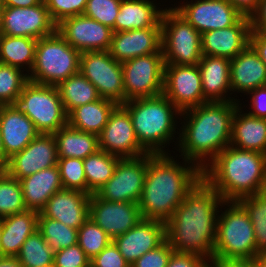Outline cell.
Listing matches in <instances>:
<instances>
[{
    "label": "cell",
    "mask_w": 266,
    "mask_h": 267,
    "mask_svg": "<svg viewBox=\"0 0 266 267\" xmlns=\"http://www.w3.org/2000/svg\"><path fill=\"white\" fill-rule=\"evenodd\" d=\"M121 64L125 102L163 93L165 68L163 53L135 57Z\"/></svg>",
    "instance_id": "30bf717a"
},
{
    "label": "cell",
    "mask_w": 266,
    "mask_h": 267,
    "mask_svg": "<svg viewBox=\"0 0 266 267\" xmlns=\"http://www.w3.org/2000/svg\"><path fill=\"white\" fill-rule=\"evenodd\" d=\"M23 199L28 210L40 212L48 199L63 189L58 165L40 170L20 179Z\"/></svg>",
    "instance_id": "4316f807"
},
{
    "label": "cell",
    "mask_w": 266,
    "mask_h": 267,
    "mask_svg": "<svg viewBox=\"0 0 266 267\" xmlns=\"http://www.w3.org/2000/svg\"><path fill=\"white\" fill-rule=\"evenodd\" d=\"M27 210L20 180L0 171V218Z\"/></svg>",
    "instance_id": "f35d334b"
},
{
    "label": "cell",
    "mask_w": 266,
    "mask_h": 267,
    "mask_svg": "<svg viewBox=\"0 0 266 267\" xmlns=\"http://www.w3.org/2000/svg\"><path fill=\"white\" fill-rule=\"evenodd\" d=\"M242 108L233 116L230 146L266 154V119L242 113Z\"/></svg>",
    "instance_id": "f1b7e54d"
},
{
    "label": "cell",
    "mask_w": 266,
    "mask_h": 267,
    "mask_svg": "<svg viewBox=\"0 0 266 267\" xmlns=\"http://www.w3.org/2000/svg\"><path fill=\"white\" fill-rule=\"evenodd\" d=\"M2 232V218H0V237ZM0 257H1V245H0Z\"/></svg>",
    "instance_id": "91938a15"
},
{
    "label": "cell",
    "mask_w": 266,
    "mask_h": 267,
    "mask_svg": "<svg viewBox=\"0 0 266 267\" xmlns=\"http://www.w3.org/2000/svg\"><path fill=\"white\" fill-rule=\"evenodd\" d=\"M79 72L96 87L101 98L125 103L122 64L109 51L81 53Z\"/></svg>",
    "instance_id": "8fae6325"
},
{
    "label": "cell",
    "mask_w": 266,
    "mask_h": 267,
    "mask_svg": "<svg viewBox=\"0 0 266 267\" xmlns=\"http://www.w3.org/2000/svg\"><path fill=\"white\" fill-rule=\"evenodd\" d=\"M250 45L258 53L260 59L266 66V32L251 30Z\"/></svg>",
    "instance_id": "f907efd6"
},
{
    "label": "cell",
    "mask_w": 266,
    "mask_h": 267,
    "mask_svg": "<svg viewBox=\"0 0 266 267\" xmlns=\"http://www.w3.org/2000/svg\"><path fill=\"white\" fill-rule=\"evenodd\" d=\"M151 0H122L113 32L161 27L164 9L156 8Z\"/></svg>",
    "instance_id": "f546056e"
},
{
    "label": "cell",
    "mask_w": 266,
    "mask_h": 267,
    "mask_svg": "<svg viewBox=\"0 0 266 267\" xmlns=\"http://www.w3.org/2000/svg\"><path fill=\"white\" fill-rule=\"evenodd\" d=\"M108 51L120 63L147 54L163 53L161 49V27L113 32Z\"/></svg>",
    "instance_id": "603a6c76"
},
{
    "label": "cell",
    "mask_w": 266,
    "mask_h": 267,
    "mask_svg": "<svg viewBox=\"0 0 266 267\" xmlns=\"http://www.w3.org/2000/svg\"><path fill=\"white\" fill-rule=\"evenodd\" d=\"M161 49L165 64L197 65L203 56L201 33L174 6L162 13Z\"/></svg>",
    "instance_id": "ba28073f"
},
{
    "label": "cell",
    "mask_w": 266,
    "mask_h": 267,
    "mask_svg": "<svg viewBox=\"0 0 266 267\" xmlns=\"http://www.w3.org/2000/svg\"><path fill=\"white\" fill-rule=\"evenodd\" d=\"M8 162H9V159L5 155L3 145H2L1 135H0V171H6Z\"/></svg>",
    "instance_id": "6f0895ef"
},
{
    "label": "cell",
    "mask_w": 266,
    "mask_h": 267,
    "mask_svg": "<svg viewBox=\"0 0 266 267\" xmlns=\"http://www.w3.org/2000/svg\"><path fill=\"white\" fill-rule=\"evenodd\" d=\"M202 177L224 201H238L266 190V154L228 146L203 170Z\"/></svg>",
    "instance_id": "277c9868"
},
{
    "label": "cell",
    "mask_w": 266,
    "mask_h": 267,
    "mask_svg": "<svg viewBox=\"0 0 266 267\" xmlns=\"http://www.w3.org/2000/svg\"><path fill=\"white\" fill-rule=\"evenodd\" d=\"M251 94V111L248 112L250 116L266 119V87H258L250 92Z\"/></svg>",
    "instance_id": "681fc988"
},
{
    "label": "cell",
    "mask_w": 266,
    "mask_h": 267,
    "mask_svg": "<svg viewBox=\"0 0 266 267\" xmlns=\"http://www.w3.org/2000/svg\"><path fill=\"white\" fill-rule=\"evenodd\" d=\"M36 46L37 39L0 34V62L23 70L28 67L29 75L35 62Z\"/></svg>",
    "instance_id": "d6a6232c"
},
{
    "label": "cell",
    "mask_w": 266,
    "mask_h": 267,
    "mask_svg": "<svg viewBox=\"0 0 266 267\" xmlns=\"http://www.w3.org/2000/svg\"><path fill=\"white\" fill-rule=\"evenodd\" d=\"M53 21L59 24L62 20L83 15L88 0H43Z\"/></svg>",
    "instance_id": "ee69618b"
},
{
    "label": "cell",
    "mask_w": 266,
    "mask_h": 267,
    "mask_svg": "<svg viewBox=\"0 0 266 267\" xmlns=\"http://www.w3.org/2000/svg\"><path fill=\"white\" fill-rule=\"evenodd\" d=\"M39 134L31 119L16 104L1 106L0 135L8 159L21 152Z\"/></svg>",
    "instance_id": "cb8c5ba5"
},
{
    "label": "cell",
    "mask_w": 266,
    "mask_h": 267,
    "mask_svg": "<svg viewBox=\"0 0 266 267\" xmlns=\"http://www.w3.org/2000/svg\"><path fill=\"white\" fill-rule=\"evenodd\" d=\"M89 200L90 194L63 188L48 199L38 217H49L79 229L89 219Z\"/></svg>",
    "instance_id": "7402d4cb"
},
{
    "label": "cell",
    "mask_w": 266,
    "mask_h": 267,
    "mask_svg": "<svg viewBox=\"0 0 266 267\" xmlns=\"http://www.w3.org/2000/svg\"><path fill=\"white\" fill-rule=\"evenodd\" d=\"M16 257L23 267L54 266V252L39 230H36L25 240Z\"/></svg>",
    "instance_id": "d590c367"
},
{
    "label": "cell",
    "mask_w": 266,
    "mask_h": 267,
    "mask_svg": "<svg viewBox=\"0 0 266 267\" xmlns=\"http://www.w3.org/2000/svg\"><path fill=\"white\" fill-rule=\"evenodd\" d=\"M250 16L244 15L235 25L201 34L202 54L235 58L250 44Z\"/></svg>",
    "instance_id": "44dd1931"
},
{
    "label": "cell",
    "mask_w": 266,
    "mask_h": 267,
    "mask_svg": "<svg viewBox=\"0 0 266 267\" xmlns=\"http://www.w3.org/2000/svg\"><path fill=\"white\" fill-rule=\"evenodd\" d=\"M217 221L215 259H253L257 255L253 225L238 201H224Z\"/></svg>",
    "instance_id": "8992f818"
},
{
    "label": "cell",
    "mask_w": 266,
    "mask_h": 267,
    "mask_svg": "<svg viewBox=\"0 0 266 267\" xmlns=\"http://www.w3.org/2000/svg\"><path fill=\"white\" fill-rule=\"evenodd\" d=\"M59 158H80L99 150L98 136L72 128L68 124L54 133Z\"/></svg>",
    "instance_id": "1f68e13d"
},
{
    "label": "cell",
    "mask_w": 266,
    "mask_h": 267,
    "mask_svg": "<svg viewBox=\"0 0 266 267\" xmlns=\"http://www.w3.org/2000/svg\"><path fill=\"white\" fill-rule=\"evenodd\" d=\"M3 7L27 8L39 4L42 0H1Z\"/></svg>",
    "instance_id": "11a10c76"
},
{
    "label": "cell",
    "mask_w": 266,
    "mask_h": 267,
    "mask_svg": "<svg viewBox=\"0 0 266 267\" xmlns=\"http://www.w3.org/2000/svg\"><path fill=\"white\" fill-rule=\"evenodd\" d=\"M150 154L139 209L143 219L166 222L184 200L186 193L202 177V170L193 162L184 165L174 156Z\"/></svg>",
    "instance_id": "3957f363"
},
{
    "label": "cell",
    "mask_w": 266,
    "mask_h": 267,
    "mask_svg": "<svg viewBox=\"0 0 266 267\" xmlns=\"http://www.w3.org/2000/svg\"><path fill=\"white\" fill-rule=\"evenodd\" d=\"M266 82V66L249 44L230 62L231 91L246 94Z\"/></svg>",
    "instance_id": "484cf974"
},
{
    "label": "cell",
    "mask_w": 266,
    "mask_h": 267,
    "mask_svg": "<svg viewBox=\"0 0 266 267\" xmlns=\"http://www.w3.org/2000/svg\"><path fill=\"white\" fill-rule=\"evenodd\" d=\"M0 267H23L17 257H0Z\"/></svg>",
    "instance_id": "9f6ffc18"
},
{
    "label": "cell",
    "mask_w": 266,
    "mask_h": 267,
    "mask_svg": "<svg viewBox=\"0 0 266 267\" xmlns=\"http://www.w3.org/2000/svg\"><path fill=\"white\" fill-rule=\"evenodd\" d=\"M238 202L247 211L253 225L257 254L266 253V190L241 198Z\"/></svg>",
    "instance_id": "8d00e7d4"
},
{
    "label": "cell",
    "mask_w": 266,
    "mask_h": 267,
    "mask_svg": "<svg viewBox=\"0 0 266 267\" xmlns=\"http://www.w3.org/2000/svg\"><path fill=\"white\" fill-rule=\"evenodd\" d=\"M240 101L206 102L181 112L186 121L178 137L182 159L203 170L230 146L232 120Z\"/></svg>",
    "instance_id": "7a4b0ae2"
},
{
    "label": "cell",
    "mask_w": 266,
    "mask_h": 267,
    "mask_svg": "<svg viewBox=\"0 0 266 267\" xmlns=\"http://www.w3.org/2000/svg\"><path fill=\"white\" fill-rule=\"evenodd\" d=\"M26 70L0 64V105H15L29 81Z\"/></svg>",
    "instance_id": "ab89813d"
},
{
    "label": "cell",
    "mask_w": 266,
    "mask_h": 267,
    "mask_svg": "<svg viewBox=\"0 0 266 267\" xmlns=\"http://www.w3.org/2000/svg\"><path fill=\"white\" fill-rule=\"evenodd\" d=\"M149 160V153L136 158H121L113 176L94 194L107 201L139 203Z\"/></svg>",
    "instance_id": "7c38bea8"
},
{
    "label": "cell",
    "mask_w": 266,
    "mask_h": 267,
    "mask_svg": "<svg viewBox=\"0 0 266 267\" xmlns=\"http://www.w3.org/2000/svg\"><path fill=\"white\" fill-rule=\"evenodd\" d=\"M166 240L165 222L141 219L126 233L113 239L124 259L132 265L148 251L156 249Z\"/></svg>",
    "instance_id": "ffe728a7"
},
{
    "label": "cell",
    "mask_w": 266,
    "mask_h": 267,
    "mask_svg": "<svg viewBox=\"0 0 266 267\" xmlns=\"http://www.w3.org/2000/svg\"><path fill=\"white\" fill-rule=\"evenodd\" d=\"M163 94L181 112L206 103L198 65L165 64Z\"/></svg>",
    "instance_id": "9a60e30c"
},
{
    "label": "cell",
    "mask_w": 266,
    "mask_h": 267,
    "mask_svg": "<svg viewBox=\"0 0 266 267\" xmlns=\"http://www.w3.org/2000/svg\"><path fill=\"white\" fill-rule=\"evenodd\" d=\"M112 241V238L90 217L78 229L77 244L83 249L90 260L97 256Z\"/></svg>",
    "instance_id": "60d3db41"
},
{
    "label": "cell",
    "mask_w": 266,
    "mask_h": 267,
    "mask_svg": "<svg viewBox=\"0 0 266 267\" xmlns=\"http://www.w3.org/2000/svg\"><path fill=\"white\" fill-rule=\"evenodd\" d=\"M39 212L25 210L2 218L1 257H16L25 240L38 230Z\"/></svg>",
    "instance_id": "83f0119b"
},
{
    "label": "cell",
    "mask_w": 266,
    "mask_h": 267,
    "mask_svg": "<svg viewBox=\"0 0 266 267\" xmlns=\"http://www.w3.org/2000/svg\"><path fill=\"white\" fill-rule=\"evenodd\" d=\"M89 217L101 227L112 240L126 233L142 218L139 203L113 202L90 195Z\"/></svg>",
    "instance_id": "ac0fdd59"
},
{
    "label": "cell",
    "mask_w": 266,
    "mask_h": 267,
    "mask_svg": "<svg viewBox=\"0 0 266 267\" xmlns=\"http://www.w3.org/2000/svg\"><path fill=\"white\" fill-rule=\"evenodd\" d=\"M53 267H90V259L83 249L76 244L54 252Z\"/></svg>",
    "instance_id": "f6af8a7d"
},
{
    "label": "cell",
    "mask_w": 266,
    "mask_h": 267,
    "mask_svg": "<svg viewBox=\"0 0 266 267\" xmlns=\"http://www.w3.org/2000/svg\"><path fill=\"white\" fill-rule=\"evenodd\" d=\"M81 52L56 31L37 40L35 62L28 79L38 84L58 86L79 72Z\"/></svg>",
    "instance_id": "52a82bcc"
},
{
    "label": "cell",
    "mask_w": 266,
    "mask_h": 267,
    "mask_svg": "<svg viewBox=\"0 0 266 267\" xmlns=\"http://www.w3.org/2000/svg\"><path fill=\"white\" fill-rule=\"evenodd\" d=\"M38 230L53 252L78 243V229L49 217H38Z\"/></svg>",
    "instance_id": "74e56055"
},
{
    "label": "cell",
    "mask_w": 266,
    "mask_h": 267,
    "mask_svg": "<svg viewBox=\"0 0 266 267\" xmlns=\"http://www.w3.org/2000/svg\"><path fill=\"white\" fill-rule=\"evenodd\" d=\"M122 105L131 115L140 146L149 154H166L163 148L175 138L178 122L175 117L181 111L163 93L132 99Z\"/></svg>",
    "instance_id": "5b68a950"
},
{
    "label": "cell",
    "mask_w": 266,
    "mask_h": 267,
    "mask_svg": "<svg viewBox=\"0 0 266 267\" xmlns=\"http://www.w3.org/2000/svg\"><path fill=\"white\" fill-rule=\"evenodd\" d=\"M39 133L54 134L67 125V114L57 86L28 81L16 103Z\"/></svg>",
    "instance_id": "9c48e42d"
},
{
    "label": "cell",
    "mask_w": 266,
    "mask_h": 267,
    "mask_svg": "<svg viewBox=\"0 0 266 267\" xmlns=\"http://www.w3.org/2000/svg\"><path fill=\"white\" fill-rule=\"evenodd\" d=\"M166 267H208V260L197 254L174 251Z\"/></svg>",
    "instance_id": "c3c4849f"
},
{
    "label": "cell",
    "mask_w": 266,
    "mask_h": 267,
    "mask_svg": "<svg viewBox=\"0 0 266 267\" xmlns=\"http://www.w3.org/2000/svg\"><path fill=\"white\" fill-rule=\"evenodd\" d=\"M230 62L231 59L226 57L203 55L197 64L206 102L238 101L227 96L231 92Z\"/></svg>",
    "instance_id": "d4e9b609"
},
{
    "label": "cell",
    "mask_w": 266,
    "mask_h": 267,
    "mask_svg": "<svg viewBox=\"0 0 266 267\" xmlns=\"http://www.w3.org/2000/svg\"><path fill=\"white\" fill-rule=\"evenodd\" d=\"M90 264L93 267H130L113 241L90 260Z\"/></svg>",
    "instance_id": "7dc6e473"
},
{
    "label": "cell",
    "mask_w": 266,
    "mask_h": 267,
    "mask_svg": "<svg viewBox=\"0 0 266 267\" xmlns=\"http://www.w3.org/2000/svg\"><path fill=\"white\" fill-rule=\"evenodd\" d=\"M66 114L84 104L100 99L96 87L80 72L57 86Z\"/></svg>",
    "instance_id": "836d02e7"
},
{
    "label": "cell",
    "mask_w": 266,
    "mask_h": 267,
    "mask_svg": "<svg viewBox=\"0 0 266 267\" xmlns=\"http://www.w3.org/2000/svg\"><path fill=\"white\" fill-rule=\"evenodd\" d=\"M99 149L121 158H136L148 154L139 144L128 110L118 104L98 135Z\"/></svg>",
    "instance_id": "5bb4252c"
},
{
    "label": "cell",
    "mask_w": 266,
    "mask_h": 267,
    "mask_svg": "<svg viewBox=\"0 0 266 267\" xmlns=\"http://www.w3.org/2000/svg\"><path fill=\"white\" fill-rule=\"evenodd\" d=\"M255 267H266V253H259L253 258Z\"/></svg>",
    "instance_id": "680465c9"
},
{
    "label": "cell",
    "mask_w": 266,
    "mask_h": 267,
    "mask_svg": "<svg viewBox=\"0 0 266 267\" xmlns=\"http://www.w3.org/2000/svg\"><path fill=\"white\" fill-rule=\"evenodd\" d=\"M121 157L97 150L83 159L87 181V194H94L113 176Z\"/></svg>",
    "instance_id": "e575fe53"
},
{
    "label": "cell",
    "mask_w": 266,
    "mask_h": 267,
    "mask_svg": "<svg viewBox=\"0 0 266 267\" xmlns=\"http://www.w3.org/2000/svg\"><path fill=\"white\" fill-rule=\"evenodd\" d=\"M173 252L170 243L165 240L156 249L143 254L130 267H166Z\"/></svg>",
    "instance_id": "bcb514c9"
},
{
    "label": "cell",
    "mask_w": 266,
    "mask_h": 267,
    "mask_svg": "<svg viewBox=\"0 0 266 267\" xmlns=\"http://www.w3.org/2000/svg\"><path fill=\"white\" fill-rule=\"evenodd\" d=\"M57 31L44 1L27 7H3L0 34L6 36H21L40 39Z\"/></svg>",
    "instance_id": "4fadbf2b"
},
{
    "label": "cell",
    "mask_w": 266,
    "mask_h": 267,
    "mask_svg": "<svg viewBox=\"0 0 266 267\" xmlns=\"http://www.w3.org/2000/svg\"><path fill=\"white\" fill-rule=\"evenodd\" d=\"M57 144L54 134L40 133L21 152L9 158L6 172L20 180L40 170L58 164Z\"/></svg>",
    "instance_id": "d6986e66"
},
{
    "label": "cell",
    "mask_w": 266,
    "mask_h": 267,
    "mask_svg": "<svg viewBox=\"0 0 266 267\" xmlns=\"http://www.w3.org/2000/svg\"><path fill=\"white\" fill-rule=\"evenodd\" d=\"M251 30L266 29V0H260L257 9L250 15Z\"/></svg>",
    "instance_id": "816d5d0a"
},
{
    "label": "cell",
    "mask_w": 266,
    "mask_h": 267,
    "mask_svg": "<svg viewBox=\"0 0 266 267\" xmlns=\"http://www.w3.org/2000/svg\"><path fill=\"white\" fill-rule=\"evenodd\" d=\"M122 0H88L84 16L113 29Z\"/></svg>",
    "instance_id": "7bdbcfd3"
},
{
    "label": "cell",
    "mask_w": 266,
    "mask_h": 267,
    "mask_svg": "<svg viewBox=\"0 0 266 267\" xmlns=\"http://www.w3.org/2000/svg\"><path fill=\"white\" fill-rule=\"evenodd\" d=\"M175 10L201 34L235 25L244 15L227 0H193Z\"/></svg>",
    "instance_id": "2e32d148"
},
{
    "label": "cell",
    "mask_w": 266,
    "mask_h": 267,
    "mask_svg": "<svg viewBox=\"0 0 266 267\" xmlns=\"http://www.w3.org/2000/svg\"><path fill=\"white\" fill-rule=\"evenodd\" d=\"M2 10H3V4L2 1L0 0V22H1Z\"/></svg>",
    "instance_id": "94428289"
},
{
    "label": "cell",
    "mask_w": 266,
    "mask_h": 267,
    "mask_svg": "<svg viewBox=\"0 0 266 267\" xmlns=\"http://www.w3.org/2000/svg\"><path fill=\"white\" fill-rule=\"evenodd\" d=\"M219 206H225L224 200L201 177L186 193L173 216L165 222L166 240L173 250L211 260L216 242Z\"/></svg>",
    "instance_id": "6da1fadb"
},
{
    "label": "cell",
    "mask_w": 266,
    "mask_h": 267,
    "mask_svg": "<svg viewBox=\"0 0 266 267\" xmlns=\"http://www.w3.org/2000/svg\"><path fill=\"white\" fill-rule=\"evenodd\" d=\"M57 165L64 189L80 190L87 193V181L83 167V159L59 158Z\"/></svg>",
    "instance_id": "b9f144b4"
},
{
    "label": "cell",
    "mask_w": 266,
    "mask_h": 267,
    "mask_svg": "<svg viewBox=\"0 0 266 267\" xmlns=\"http://www.w3.org/2000/svg\"><path fill=\"white\" fill-rule=\"evenodd\" d=\"M118 104L106 98L73 109L67 115V124L72 128L99 135L109 116Z\"/></svg>",
    "instance_id": "4dcf8cb0"
},
{
    "label": "cell",
    "mask_w": 266,
    "mask_h": 267,
    "mask_svg": "<svg viewBox=\"0 0 266 267\" xmlns=\"http://www.w3.org/2000/svg\"><path fill=\"white\" fill-rule=\"evenodd\" d=\"M57 32L81 53L108 51L113 30L84 15L68 17L57 24Z\"/></svg>",
    "instance_id": "e0dca14e"
},
{
    "label": "cell",
    "mask_w": 266,
    "mask_h": 267,
    "mask_svg": "<svg viewBox=\"0 0 266 267\" xmlns=\"http://www.w3.org/2000/svg\"><path fill=\"white\" fill-rule=\"evenodd\" d=\"M243 15L250 16L258 7L260 0H227Z\"/></svg>",
    "instance_id": "db71d44e"
},
{
    "label": "cell",
    "mask_w": 266,
    "mask_h": 267,
    "mask_svg": "<svg viewBox=\"0 0 266 267\" xmlns=\"http://www.w3.org/2000/svg\"><path fill=\"white\" fill-rule=\"evenodd\" d=\"M208 267H255L253 259H215L208 261Z\"/></svg>",
    "instance_id": "f5cc1de1"
}]
</instances>
